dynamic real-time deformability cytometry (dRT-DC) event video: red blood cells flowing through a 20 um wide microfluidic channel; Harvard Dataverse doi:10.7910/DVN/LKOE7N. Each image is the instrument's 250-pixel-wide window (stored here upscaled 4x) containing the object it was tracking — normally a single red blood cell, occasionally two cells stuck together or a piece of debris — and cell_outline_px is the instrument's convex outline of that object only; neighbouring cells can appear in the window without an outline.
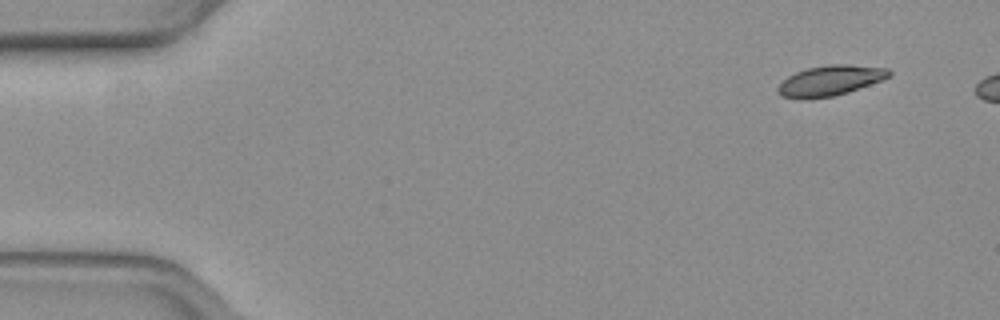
{"species": "common noctule bat (a hibernating species)", "species_latin": "Nyctalus noctula", "temperature_condition": "warm", "stored_images_in_passage": 11, "camera_frame_rate_fps": 3000, "um_per_image_px": 0.085, "animal": {"sex": "female", "body_mass_g": 19.3, "forearm_length_mm": 54.1}, "frame": {"image": 1, "passage_image": 1, "time_ms": 0.0, "image_size_px": [1000, 320], "cell_outline_px": [[892, 76], [848, 92], [832, 96], [804, 100], [780, 96], [776, 92], [776, 88], [788, 76], [796, 72], [808, 68], [828, 64], [848, 64], [888, 68], [892, 72]], "centroid_in_image_um": [70.54, 6.85], "position_along_channel_um": 14.5, "area_um2": 19.77}}